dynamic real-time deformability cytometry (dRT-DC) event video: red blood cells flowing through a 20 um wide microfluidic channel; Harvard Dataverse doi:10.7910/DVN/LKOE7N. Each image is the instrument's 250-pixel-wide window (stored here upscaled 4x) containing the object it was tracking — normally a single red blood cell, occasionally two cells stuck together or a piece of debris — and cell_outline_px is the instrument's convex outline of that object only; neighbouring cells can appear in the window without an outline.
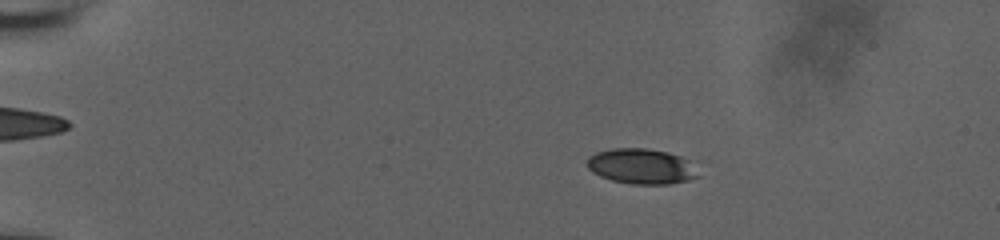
{"species": "human", "species_latin": "Homo sapiens", "temperature_condition": "room temperature", "stored_images_in_passage": 47, "camera_frame_rate_fps": 3000, "um_per_image_px": 0.085, "donor": {"sex": "male"}, "frame": {"image": 1, "passage_image": 11, "time_ms": 3.333, "image_size_px": [1000, 240], "cell_outline_px": [[700, 176], [688, 180], [668, 184], [632, 184], [612, 180], [600, 176], [592, 172], [588, 168], [588, 156], [596, 152], [612, 148], [648, 148], [668, 152], [680, 156], [688, 160]], "centroid_in_image_um": [54.5, 14.13], "position_along_channel_um": 30.5, "area_um2": 22.83}}
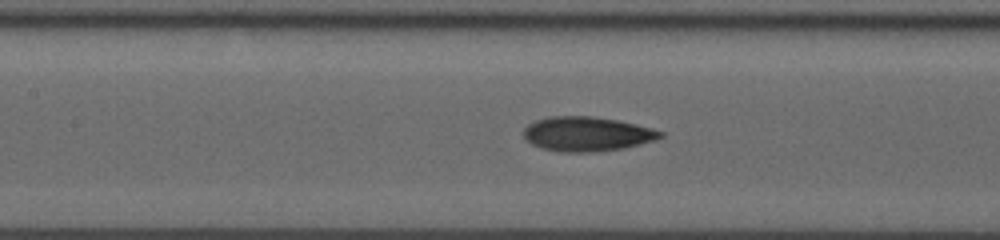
{"frame": {"image": 2, "passage_image": 26, "time_ms": 8.333, "image_size_px": [1000, 240], "cell_outline_px": [[664, 136], [640, 144], [624, 148], [592, 152], [560, 152], [544, 148], [532, 144], [524, 136], [524, 128], [528, 124], [536, 120], [548, 116], [592, 116], [616, 120], [652, 128], [664, 132]], "centroid_in_image_um": [49.88, 11.38], "position_along_channel_um": 157.5, "area_um2": 27.28}}
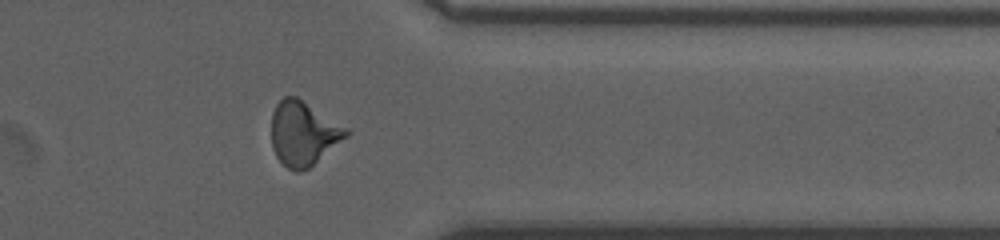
{"frame": {"image": 3, "passage_image": 42, "time_ms": 13.667, "image_size_px": [1000, 240], "cell_outline_px": [[352, 132], [348, 136], [308, 168], [300, 172], [296, 172], [288, 168], [276, 156], [272, 148], [272, 112], [276, 104], [284, 96], [296, 96], [348, 128]], "centroid_in_image_um": [25.78, 11.33], "position_along_channel_um": 385.6, "area_um2": 27.8}, "authors_computed_cell_mechanics": {"area_um2": 25.9522, "velocity_mm_per_s": 3.8993, "shape_relaxation_time_tau1_ms": 5.6382, "shape_relaxation_time_tau2_ms": 2.3589, "deformation_change_tau1": 0.1539, "deformation_change_tau2": 0.0774}}